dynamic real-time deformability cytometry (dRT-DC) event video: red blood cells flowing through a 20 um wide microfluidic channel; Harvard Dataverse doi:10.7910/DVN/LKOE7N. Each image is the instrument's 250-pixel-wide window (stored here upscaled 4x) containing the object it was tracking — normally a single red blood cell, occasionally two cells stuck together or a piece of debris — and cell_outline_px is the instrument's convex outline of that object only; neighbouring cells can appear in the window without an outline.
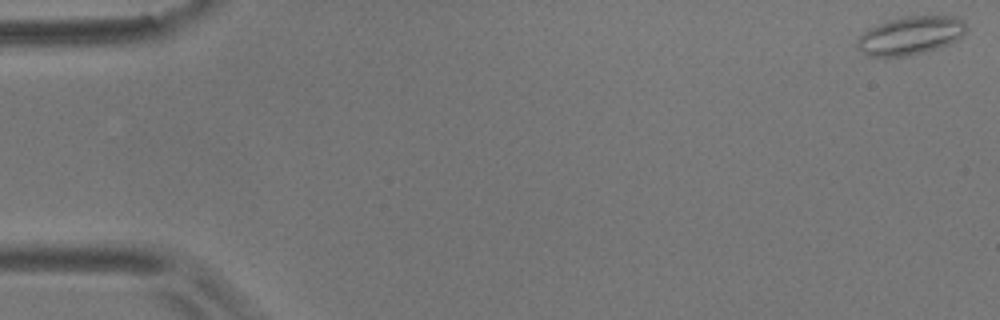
{"species": "common noctule bat (a hibernating species)", "species_latin": "Nyctalus noctula", "temperature_condition": "room temperature", "stored_images_in_passage": 56, "camera_frame_rate_fps": 3000, "um_per_image_px": 0.085, "animal": {"sex": "male", "body_mass_g": 17.9}, "frame": {"image": 1, "passage_image": 1, "time_ms": 0.0, "image_size_px": [1000, 320], "cell_outline_px": [[968, 28], [956, 40], [948, 44], [924, 52], [908, 56], [868, 56], [856, 44], [856, 40], [868, 28], [888, 20], [904, 16], [956, 16], [964, 20]], "centroid_in_image_um": [77.4, 3.0], "position_along_channel_um": 7.6, "area_um2": 24.22}}
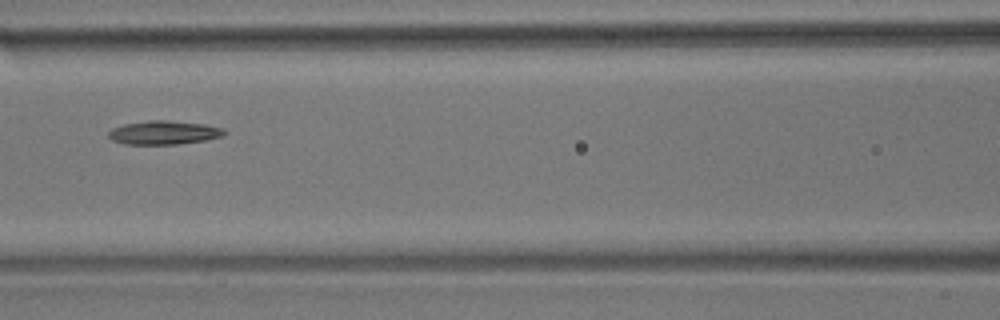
{"frame": {"image": 2, "passage_image": 25, "time_ms": 8.0, "image_size_px": [1000, 320], "cell_outline_px": [[228, 132], [224, 136], [204, 140], [180, 144], [124, 144], [112, 140], [108, 136], [108, 132], [112, 128], [124, 124], [148, 120], [164, 120], [204, 124], [224, 128]], "centroid_in_image_um": [13.94, 11.27], "position_along_channel_um": 152.7, "area_um2": 16.07}}
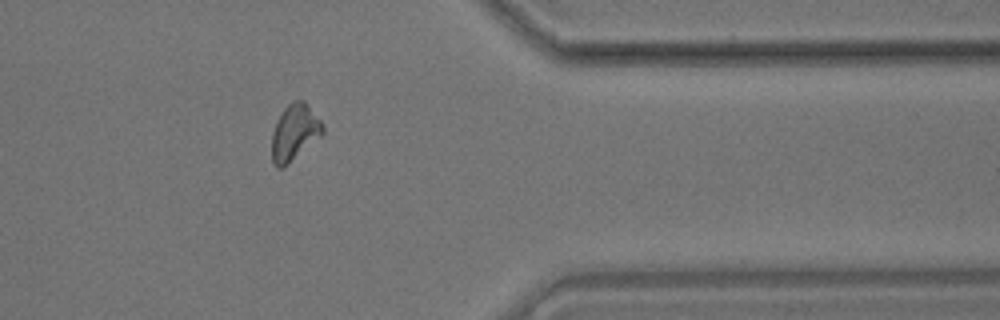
{"frame": {"image": 3, "passage_image": 46, "time_ms": 15.0, "image_size_px": [1000, 320], "cell_outline_px": [[324, 132], [320, 136], [280, 168], [276, 168], [272, 164], [272, 132], [276, 120], [284, 108], [292, 100], [304, 100], [308, 104], [324, 124]], "centroid_in_image_um": [25.02, 11.19], "position_along_channel_um": 386.4, "area_um2": 16.42}, "authors_computed_cell_mechanics": {"area_um2": 16.2129, "velocity_mm_per_s": 3.5618, "shape_relaxation_time_tau1_ms": 10.7174, "shape_relaxation_time_tau2_ms": 8.9018, "deformation_change_tau1": 0.2091, "deformation_change_tau2": 0.1768}}